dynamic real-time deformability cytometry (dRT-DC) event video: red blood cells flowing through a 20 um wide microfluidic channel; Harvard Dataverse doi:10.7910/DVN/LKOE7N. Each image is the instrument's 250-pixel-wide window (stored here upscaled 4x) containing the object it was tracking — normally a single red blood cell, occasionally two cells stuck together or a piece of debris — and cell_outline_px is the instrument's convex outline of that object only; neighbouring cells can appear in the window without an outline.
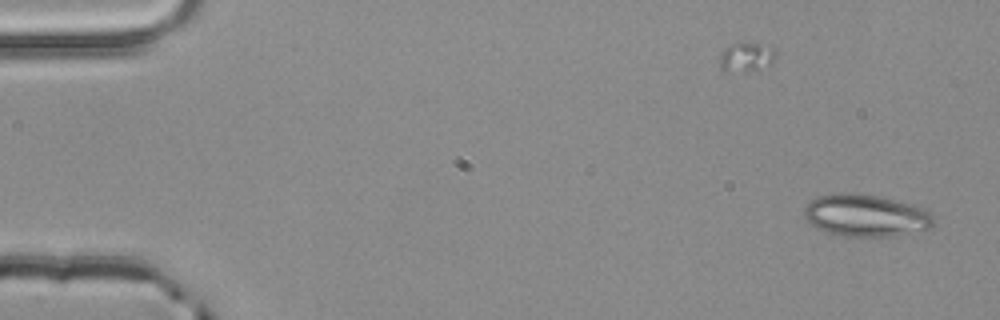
{"species": "common noctule bat (a hibernating species)", "species_latin": "Nyctalus noctula", "temperature_condition": "room temperature", "stored_images_in_passage": 3, "camera_frame_rate_fps": 3000, "um_per_image_px": 0.085, "animal": {"sex": "male", "body_mass_g": 20.4}, "frame": {"image": 1, "passage_image": 1, "time_ms": 0.0, "image_size_px": [1000, 320], "cell_outline_px": [[936, 224], [928, 228], [888, 236], [848, 236], [816, 228], [804, 216], [804, 204], [820, 196], [836, 192], [852, 192], [880, 196], [912, 204], [928, 212], [932, 216]], "centroid_in_image_um": [73.56, 18.28], "position_along_channel_um": 11.4, "area_um2": 31.39}}